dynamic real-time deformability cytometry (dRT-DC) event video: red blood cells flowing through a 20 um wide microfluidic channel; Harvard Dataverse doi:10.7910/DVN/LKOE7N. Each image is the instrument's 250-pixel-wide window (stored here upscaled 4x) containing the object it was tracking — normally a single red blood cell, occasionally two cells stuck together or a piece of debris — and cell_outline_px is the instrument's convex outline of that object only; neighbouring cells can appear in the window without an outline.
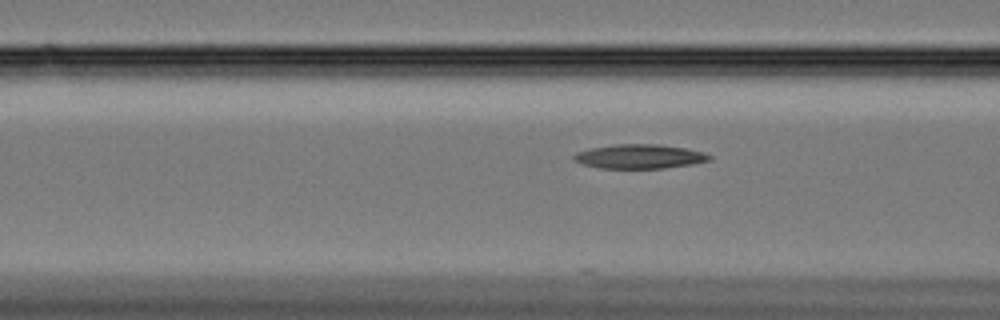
{"species": "Egyptian fruit bat (a non-hibernating species)", "species_latin": "Rousettus aegyptiacus", "temperature_condition": "cold", "stored_images_in_passage": 9, "camera_frame_rate_fps": 3000, "um_per_image_px": 0.085, "animal": {"sex": "female"}, "frame": {"image": 1, "passage_image": 6, "time_ms": 1.667, "image_size_px": [1000, 320], "cell_outline_px": [[712, 160], [692, 164], [664, 168], [600, 168], [584, 164], [572, 160], [572, 156], [576, 152], [588, 148], [612, 144], [660, 144], [688, 148], [704, 152], [712, 156]], "centroid_in_image_um": [54.36, 13.28], "position_along_channel_um": 112.2, "area_um2": 19.42}}